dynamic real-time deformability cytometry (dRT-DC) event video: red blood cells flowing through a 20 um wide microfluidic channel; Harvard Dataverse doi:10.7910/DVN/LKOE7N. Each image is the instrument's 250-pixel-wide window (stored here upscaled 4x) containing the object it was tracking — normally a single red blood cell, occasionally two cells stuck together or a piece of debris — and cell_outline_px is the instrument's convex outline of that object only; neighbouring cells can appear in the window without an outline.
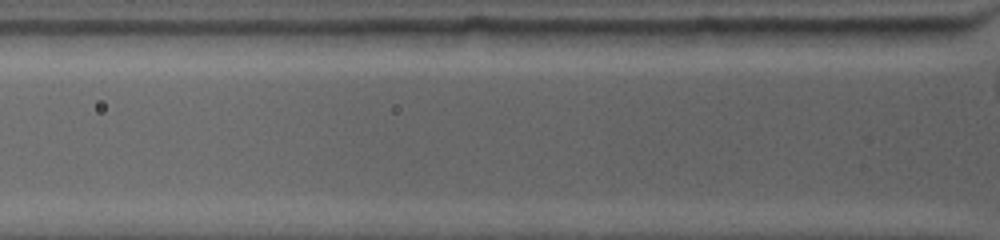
{"species": "common noctule bat (a hibernating species)", "species_latin": "Nyctalus noctula", "temperature_condition": "warm", "stored_images_in_passage": 3, "segment_of_instrument_passage": [2, 2], "camera_frame_rate_fps": 4500, "um_per_image_px": 0.085, "animal": {"sex": "female", "body_mass_g": 19.0, "forearm_length_mm": 53.3}, "frame": {"image": 1, "passage_image": 3, "time_ms": 1.333, "image_size_px": [1000, 240], "cell_outline_px": [[968, 24], [964, 32], [948, 44], [832, 44], [820, 28]], "centroid_in_image_um": [76.1, 2.94], "position_along_channel_um": 49.7, "area_um2": 17.4}}